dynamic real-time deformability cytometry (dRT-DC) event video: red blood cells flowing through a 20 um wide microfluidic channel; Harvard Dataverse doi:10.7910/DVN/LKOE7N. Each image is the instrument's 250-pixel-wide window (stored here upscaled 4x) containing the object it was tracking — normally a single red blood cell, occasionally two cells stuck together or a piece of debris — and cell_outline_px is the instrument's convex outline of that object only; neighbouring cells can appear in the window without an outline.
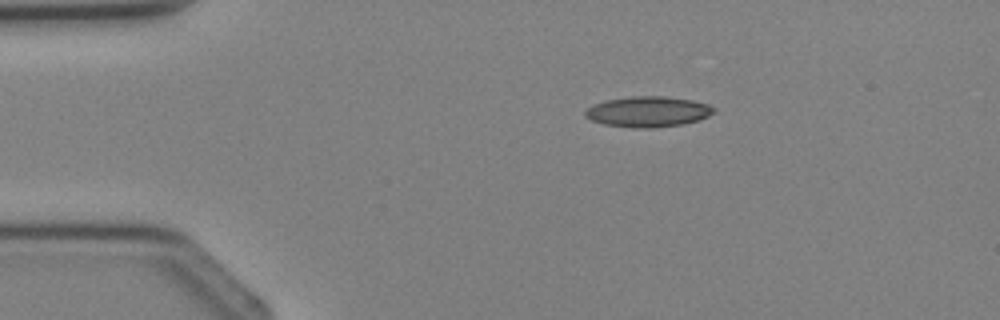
{"species": "Egyptian fruit bat (a non-hibernating species)", "species_latin": "Rousettus aegyptiacus", "temperature_condition": "cold", "stored_images_in_passage": 2, "camera_frame_rate_fps": 3000, "um_per_image_px": 0.085, "animal": {"sex": "female"}, "frame": {"image": 1, "passage_image": 1, "time_ms": 0.0, "image_size_px": [1000, 320], "cell_outline_px": [[716, 108], [708, 116], [700, 120], [680, 124], [652, 128], [632, 128], [604, 124], [592, 120], [584, 116], [584, 112], [592, 104], [608, 100], [628, 96], [664, 96], [692, 100], [708, 104]], "centroid_in_image_um": [55.06, 9.49], "position_along_channel_um": 29.9, "area_um2": 22.89}}